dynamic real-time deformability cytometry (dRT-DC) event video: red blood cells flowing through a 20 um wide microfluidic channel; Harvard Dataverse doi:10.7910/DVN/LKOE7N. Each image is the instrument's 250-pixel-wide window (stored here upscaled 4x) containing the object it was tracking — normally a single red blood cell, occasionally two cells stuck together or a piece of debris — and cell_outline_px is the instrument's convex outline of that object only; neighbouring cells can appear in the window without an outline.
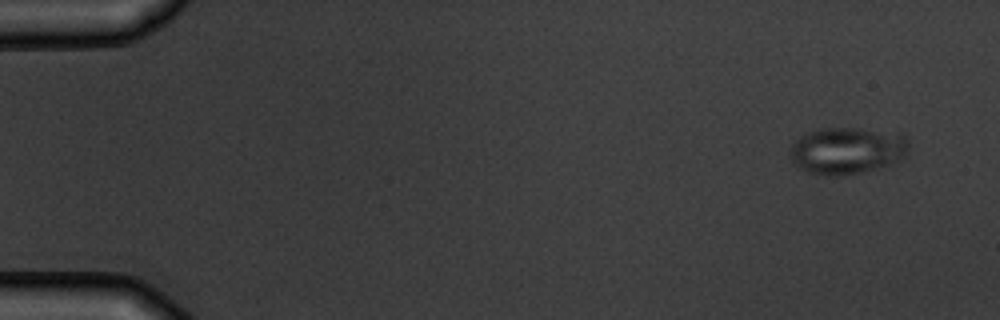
{"species": "common noctule bat (a hibernating species)", "species_latin": "Nyctalus noctula", "temperature_condition": "warm", "stored_images_in_passage": 6, "camera_frame_rate_fps": 3000, "um_per_image_px": 0.085, "animal": {"sex": "male", "body_mass_g": 19.5, "forearm_length_mm": 54.6}, "frame": {"image": 1, "passage_image": 1, "time_ms": 0.0, "image_size_px": [1000, 320], "cell_outline_px": [[908, 152], [896, 160], [888, 164], [860, 172], [840, 176], [832, 176], [808, 172], [800, 168], [788, 156], [788, 152], [792, 144], [800, 136], [816, 128], [856, 128], [904, 136], [908, 140]], "centroid_in_image_um": [71.9, 12.8], "position_along_channel_um": 13.1, "area_um2": 31.85}}